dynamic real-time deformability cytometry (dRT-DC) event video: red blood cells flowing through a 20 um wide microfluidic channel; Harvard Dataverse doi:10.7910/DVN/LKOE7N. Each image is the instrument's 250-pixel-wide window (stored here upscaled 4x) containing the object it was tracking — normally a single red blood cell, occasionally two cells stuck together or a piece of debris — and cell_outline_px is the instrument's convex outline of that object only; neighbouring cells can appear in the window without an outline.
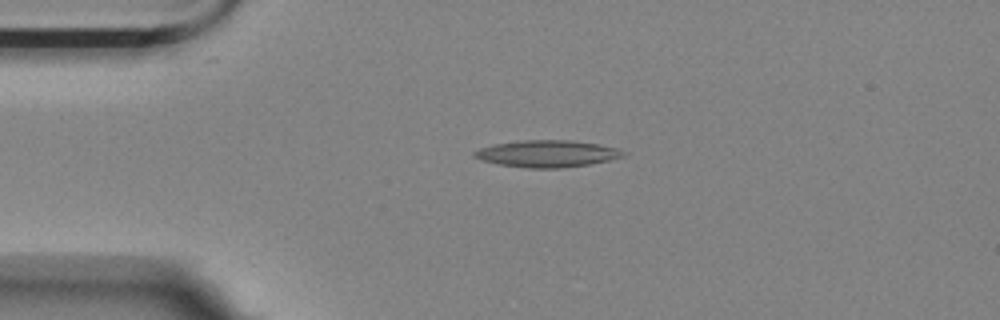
{"species": "Egyptian fruit bat (a non-hibernating species)", "species_latin": "Rousettus aegyptiacus", "temperature_condition": "room temperature", "stored_images_in_passage": 45, "camera_frame_rate_fps": 3000, "um_per_image_px": 0.085, "animal": {"sex": "female"}, "frame": {"image": 1, "passage_image": 1, "time_ms": 0.0, "image_size_px": [1000, 320], "cell_outline_px": [[628, 156], [588, 164], [560, 168], [528, 168], [500, 164], [480, 160], [472, 156], [472, 152], [480, 148], [496, 144], [520, 140], [568, 140], [600, 144], [616, 148], [628, 152]], "centroid_in_image_um": [46.53, 13.06], "position_along_channel_um": 38.5, "area_um2": 23.35}}
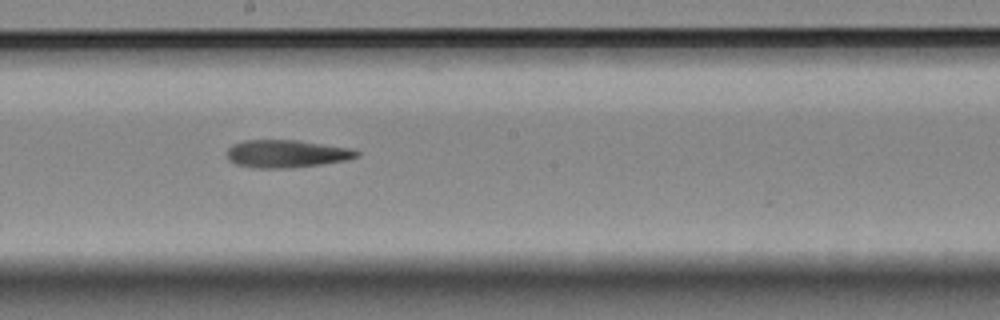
{"frame": {"image": 2, "passage_image": 19, "time_ms": 6.0, "image_size_px": [1000, 320], "cell_outline_px": [[360, 156], [344, 160], [320, 164], [292, 168], [252, 168], [236, 164], [228, 160], [228, 148], [232, 144], [244, 140], [296, 140], [348, 148], [360, 152]], "centroid_in_image_um": [24.3, 13.07], "position_along_channel_um": 223.9, "area_um2": 20.81}}
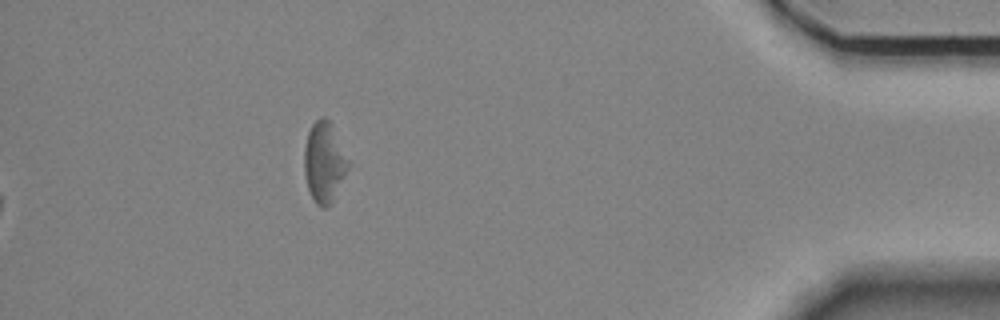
{"frame": {"image": 3, "passage_image": 39, "time_ms": 12.667, "image_size_px": [1000, 320], "cell_outline_px": [[348, 168], [332, 204], [328, 208], [320, 208], [316, 204], [308, 188], [304, 172], [304, 148], [308, 132], [312, 124], [320, 116], [324, 116], [332, 124], [348, 160]], "centroid_in_image_um": [27.54, 13.81], "position_along_channel_um": 407.7, "area_um2": 20.58}, "authors_computed_cell_mechanics": {"area_um2": 20.9814, "velocity_mm_per_s": 3.5192, "shape_relaxation_time_tau1_ms": null, "shape_relaxation_time_tau2_ms": 9.8116, "deformation_change_tau1": null, "deformation_change_tau2": 0.2613}}